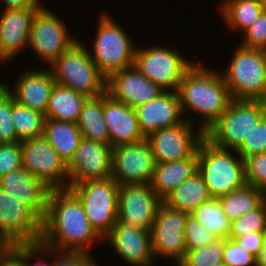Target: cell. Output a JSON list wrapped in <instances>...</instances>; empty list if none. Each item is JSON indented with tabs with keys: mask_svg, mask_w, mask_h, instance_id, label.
<instances>
[{
	"mask_svg": "<svg viewBox=\"0 0 266 266\" xmlns=\"http://www.w3.org/2000/svg\"><path fill=\"white\" fill-rule=\"evenodd\" d=\"M22 167L51 190L68 189L66 163L41 135L21 142Z\"/></svg>",
	"mask_w": 266,
	"mask_h": 266,
	"instance_id": "12",
	"label": "cell"
},
{
	"mask_svg": "<svg viewBox=\"0 0 266 266\" xmlns=\"http://www.w3.org/2000/svg\"><path fill=\"white\" fill-rule=\"evenodd\" d=\"M88 97L71 88L55 84L44 117L77 123L82 106Z\"/></svg>",
	"mask_w": 266,
	"mask_h": 266,
	"instance_id": "27",
	"label": "cell"
},
{
	"mask_svg": "<svg viewBox=\"0 0 266 266\" xmlns=\"http://www.w3.org/2000/svg\"><path fill=\"white\" fill-rule=\"evenodd\" d=\"M223 211L231 222L257 208L265 199L266 194L256 187L245 184L235 192L218 197Z\"/></svg>",
	"mask_w": 266,
	"mask_h": 266,
	"instance_id": "31",
	"label": "cell"
},
{
	"mask_svg": "<svg viewBox=\"0 0 266 266\" xmlns=\"http://www.w3.org/2000/svg\"><path fill=\"white\" fill-rule=\"evenodd\" d=\"M156 161L146 139L112 149L111 177L118 185L150 184Z\"/></svg>",
	"mask_w": 266,
	"mask_h": 266,
	"instance_id": "14",
	"label": "cell"
},
{
	"mask_svg": "<svg viewBox=\"0 0 266 266\" xmlns=\"http://www.w3.org/2000/svg\"><path fill=\"white\" fill-rule=\"evenodd\" d=\"M43 218L0 187V248L40 243Z\"/></svg>",
	"mask_w": 266,
	"mask_h": 266,
	"instance_id": "9",
	"label": "cell"
},
{
	"mask_svg": "<svg viewBox=\"0 0 266 266\" xmlns=\"http://www.w3.org/2000/svg\"><path fill=\"white\" fill-rule=\"evenodd\" d=\"M13 94L0 81V140L2 143L20 142L14 128Z\"/></svg>",
	"mask_w": 266,
	"mask_h": 266,
	"instance_id": "37",
	"label": "cell"
},
{
	"mask_svg": "<svg viewBox=\"0 0 266 266\" xmlns=\"http://www.w3.org/2000/svg\"><path fill=\"white\" fill-rule=\"evenodd\" d=\"M43 136L66 165L73 158L82 138L76 123L48 118L44 120Z\"/></svg>",
	"mask_w": 266,
	"mask_h": 266,
	"instance_id": "26",
	"label": "cell"
},
{
	"mask_svg": "<svg viewBox=\"0 0 266 266\" xmlns=\"http://www.w3.org/2000/svg\"><path fill=\"white\" fill-rule=\"evenodd\" d=\"M236 151L242 159L256 154L266 153V114L250 131L248 136H245L242 144Z\"/></svg>",
	"mask_w": 266,
	"mask_h": 266,
	"instance_id": "39",
	"label": "cell"
},
{
	"mask_svg": "<svg viewBox=\"0 0 266 266\" xmlns=\"http://www.w3.org/2000/svg\"><path fill=\"white\" fill-rule=\"evenodd\" d=\"M265 114L266 101L232 99L204 136L215 146L236 150Z\"/></svg>",
	"mask_w": 266,
	"mask_h": 266,
	"instance_id": "8",
	"label": "cell"
},
{
	"mask_svg": "<svg viewBox=\"0 0 266 266\" xmlns=\"http://www.w3.org/2000/svg\"><path fill=\"white\" fill-rule=\"evenodd\" d=\"M235 241L248 252L253 254L257 259L263 249V233H247L237 237Z\"/></svg>",
	"mask_w": 266,
	"mask_h": 266,
	"instance_id": "45",
	"label": "cell"
},
{
	"mask_svg": "<svg viewBox=\"0 0 266 266\" xmlns=\"http://www.w3.org/2000/svg\"><path fill=\"white\" fill-rule=\"evenodd\" d=\"M18 74L12 87L1 81L14 95L15 100L31 109L45 113L51 92L56 84L52 71L48 69H25ZM14 86V87H13Z\"/></svg>",
	"mask_w": 266,
	"mask_h": 266,
	"instance_id": "22",
	"label": "cell"
},
{
	"mask_svg": "<svg viewBox=\"0 0 266 266\" xmlns=\"http://www.w3.org/2000/svg\"><path fill=\"white\" fill-rule=\"evenodd\" d=\"M225 238H216L209 245L186 252L177 266H219L222 264Z\"/></svg>",
	"mask_w": 266,
	"mask_h": 266,
	"instance_id": "34",
	"label": "cell"
},
{
	"mask_svg": "<svg viewBox=\"0 0 266 266\" xmlns=\"http://www.w3.org/2000/svg\"><path fill=\"white\" fill-rule=\"evenodd\" d=\"M219 13L230 30L243 33L265 10L262 3L253 0H222Z\"/></svg>",
	"mask_w": 266,
	"mask_h": 266,
	"instance_id": "30",
	"label": "cell"
},
{
	"mask_svg": "<svg viewBox=\"0 0 266 266\" xmlns=\"http://www.w3.org/2000/svg\"><path fill=\"white\" fill-rule=\"evenodd\" d=\"M111 145L82 137L67 164L68 187L86 180L108 179L112 174Z\"/></svg>",
	"mask_w": 266,
	"mask_h": 266,
	"instance_id": "17",
	"label": "cell"
},
{
	"mask_svg": "<svg viewBox=\"0 0 266 266\" xmlns=\"http://www.w3.org/2000/svg\"><path fill=\"white\" fill-rule=\"evenodd\" d=\"M263 6H264V8H265V10H266V0H263Z\"/></svg>",
	"mask_w": 266,
	"mask_h": 266,
	"instance_id": "49",
	"label": "cell"
},
{
	"mask_svg": "<svg viewBox=\"0 0 266 266\" xmlns=\"http://www.w3.org/2000/svg\"><path fill=\"white\" fill-rule=\"evenodd\" d=\"M54 266H98L93 256L86 252L53 250Z\"/></svg>",
	"mask_w": 266,
	"mask_h": 266,
	"instance_id": "44",
	"label": "cell"
},
{
	"mask_svg": "<svg viewBox=\"0 0 266 266\" xmlns=\"http://www.w3.org/2000/svg\"><path fill=\"white\" fill-rule=\"evenodd\" d=\"M266 229V199L255 209L231 222L229 239L235 240L247 233H263Z\"/></svg>",
	"mask_w": 266,
	"mask_h": 266,
	"instance_id": "35",
	"label": "cell"
},
{
	"mask_svg": "<svg viewBox=\"0 0 266 266\" xmlns=\"http://www.w3.org/2000/svg\"><path fill=\"white\" fill-rule=\"evenodd\" d=\"M163 91L142 75L134 65L113 73L107 79V92L132 108L153 100Z\"/></svg>",
	"mask_w": 266,
	"mask_h": 266,
	"instance_id": "20",
	"label": "cell"
},
{
	"mask_svg": "<svg viewBox=\"0 0 266 266\" xmlns=\"http://www.w3.org/2000/svg\"><path fill=\"white\" fill-rule=\"evenodd\" d=\"M197 172L215 198L246 184L244 161L237 151L215 146L205 136L197 147Z\"/></svg>",
	"mask_w": 266,
	"mask_h": 266,
	"instance_id": "3",
	"label": "cell"
},
{
	"mask_svg": "<svg viewBox=\"0 0 266 266\" xmlns=\"http://www.w3.org/2000/svg\"><path fill=\"white\" fill-rule=\"evenodd\" d=\"M243 161L246 184L266 194V153L245 157Z\"/></svg>",
	"mask_w": 266,
	"mask_h": 266,
	"instance_id": "40",
	"label": "cell"
},
{
	"mask_svg": "<svg viewBox=\"0 0 266 266\" xmlns=\"http://www.w3.org/2000/svg\"><path fill=\"white\" fill-rule=\"evenodd\" d=\"M103 118L112 147L134 144L145 139L139 129L136 109L115 99L107 91L103 94Z\"/></svg>",
	"mask_w": 266,
	"mask_h": 266,
	"instance_id": "21",
	"label": "cell"
},
{
	"mask_svg": "<svg viewBox=\"0 0 266 266\" xmlns=\"http://www.w3.org/2000/svg\"><path fill=\"white\" fill-rule=\"evenodd\" d=\"M211 198L202 176L196 172L174 189L163 203L171 208L191 213L200 204Z\"/></svg>",
	"mask_w": 266,
	"mask_h": 266,
	"instance_id": "29",
	"label": "cell"
},
{
	"mask_svg": "<svg viewBox=\"0 0 266 266\" xmlns=\"http://www.w3.org/2000/svg\"><path fill=\"white\" fill-rule=\"evenodd\" d=\"M136 109L140 132L146 138L158 129L182 123L183 117L178 93L163 91L153 100Z\"/></svg>",
	"mask_w": 266,
	"mask_h": 266,
	"instance_id": "23",
	"label": "cell"
},
{
	"mask_svg": "<svg viewBox=\"0 0 266 266\" xmlns=\"http://www.w3.org/2000/svg\"><path fill=\"white\" fill-rule=\"evenodd\" d=\"M162 202L150 184L119 185L118 222L151 231Z\"/></svg>",
	"mask_w": 266,
	"mask_h": 266,
	"instance_id": "16",
	"label": "cell"
},
{
	"mask_svg": "<svg viewBox=\"0 0 266 266\" xmlns=\"http://www.w3.org/2000/svg\"><path fill=\"white\" fill-rule=\"evenodd\" d=\"M222 264L225 266H259L258 259L235 240L225 238Z\"/></svg>",
	"mask_w": 266,
	"mask_h": 266,
	"instance_id": "41",
	"label": "cell"
},
{
	"mask_svg": "<svg viewBox=\"0 0 266 266\" xmlns=\"http://www.w3.org/2000/svg\"><path fill=\"white\" fill-rule=\"evenodd\" d=\"M263 249L258 259L259 266H266V229L263 232Z\"/></svg>",
	"mask_w": 266,
	"mask_h": 266,
	"instance_id": "48",
	"label": "cell"
},
{
	"mask_svg": "<svg viewBox=\"0 0 266 266\" xmlns=\"http://www.w3.org/2000/svg\"><path fill=\"white\" fill-rule=\"evenodd\" d=\"M7 249L24 266H54L53 249L45 247L44 245H41L40 243L24 244V245H12V246L7 247ZM46 256H47V260H48V257H50L51 260L47 261ZM32 260L36 261V262L31 263ZM29 261H31V262H29Z\"/></svg>",
	"mask_w": 266,
	"mask_h": 266,
	"instance_id": "36",
	"label": "cell"
},
{
	"mask_svg": "<svg viewBox=\"0 0 266 266\" xmlns=\"http://www.w3.org/2000/svg\"><path fill=\"white\" fill-rule=\"evenodd\" d=\"M0 187L8 194L31 206L42 218L45 217L51 189L26 169L20 167L1 176Z\"/></svg>",
	"mask_w": 266,
	"mask_h": 266,
	"instance_id": "24",
	"label": "cell"
},
{
	"mask_svg": "<svg viewBox=\"0 0 266 266\" xmlns=\"http://www.w3.org/2000/svg\"><path fill=\"white\" fill-rule=\"evenodd\" d=\"M42 5L32 21L27 49L49 66L78 39L51 10Z\"/></svg>",
	"mask_w": 266,
	"mask_h": 266,
	"instance_id": "11",
	"label": "cell"
},
{
	"mask_svg": "<svg viewBox=\"0 0 266 266\" xmlns=\"http://www.w3.org/2000/svg\"><path fill=\"white\" fill-rule=\"evenodd\" d=\"M0 266H24L7 248H0Z\"/></svg>",
	"mask_w": 266,
	"mask_h": 266,
	"instance_id": "47",
	"label": "cell"
},
{
	"mask_svg": "<svg viewBox=\"0 0 266 266\" xmlns=\"http://www.w3.org/2000/svg\"><path fill=\"white\" fill-rule=\"evenodd\" d=\"M240 39L239 44L244 47L266 51V10L242 33Z\"/></svg>",
	"mask_w": 266,
	"mask_h": 266,
	"instance_id": "42",
	"label": "cell"
},
{
	"mask_svg": "<svg viewBox=\"0 0 266 266\" xmlns=\"http://www.w3.org/2000/svg\"><path fill=\"white\" fill-rule=\"evenodd\" d=\"M194 125L184 120L174 126L158 129L145 139L151 146L156 163H166L189 158L196 150L204 133L194 130ZM196 133V134H195Z\"/></svg>",
	"mask_w": 266,
	"mask_h": 266,
	"instance_id": "15",
	"label": "cell"
},
{
	"mask_svg": "<svg viewBox=\"0 0 266 266\" xmlns=\"http://www.w3.org/2000/svg\"><path fill=\"white\" fill-rule=\"evenodd\" d=\"M22 167L21 142L0 146V177Z\"/></svg>",
	"mask_w": 266,
	"mask_h": 266,
	"instance_id": "43",
	"label": "cell"
},
{
	"mask_svg": "<svg viewBox=\"0 0 266 266\" xmlns=\"http://www.w3.org/2000/svg\"><path fill=\"white\" fill-rule=\"evenodd\" d=\"M12 119L20 142L43 135L44 114L18 103L14 95Z\"/></svg>",
	"mask_w": 266,
	"mask_h": 266,
	"instance_id": "33",
	"label": "cell"
},
{
	"mask_svg": "<svg viewBox=\"0 0 266 266\" xmlns=\"http://www.w3.org/2000/svg\"><path fill=\"white\" fill-rule=\"evenodd\" d=\"M152 45L136 48L134 66L147 79L164 91L177 92L185 71L194 63L172 47ZM192 61V62H191Z\"/></svg>",
	"mask_w": 266,
	"mask_h": 266,
	"instance_id": "10",
	"label": "cell"
},
{
	"mask_svg": "<svg viewBox=\"0 0 266 266\" xmlns=\"http://www.w3.org/2000/svg\"><path fill=\"white\" fill-rule=\"evenodd\" d=\"M68 189L79 199L92 229L103 240L118 221L119 185L110 177L86 180Z\"/></svg>",
	"mask_w": 266,
	"mask_h": 266,
	"instance_id": "7",
	"label": "cell"
},
{
	"mask_svg": "<svg viewBox=\"0 0 266 266\" xmlns=\"http://www.w3.org/2000/svg\"><path fill=\"white\" fill-rule=\"evenodd\" d=\"M89 50L75 41L49 67L57 84L87 97H97L107 91V78L93 63Z\"/></svg>",
	"mask_w": 266,
	"mask_h": 266,
	"instance_id": "4",
	"label": "cell"
},
{
	"mask_svg": "<svg viewBox=\"0 0 266 266\" xmlns=\"http://www.w3.org/2000/svg\"><path fill=\"white\" fill-rule=\"evenodd\" d=\"M253 1H257V2L263 3V0H253Z\"/></svg>",
	"mask_w": 266,
	"mask_h": 266,
	"instance_id": "50",
	"label": "cell"
},
{
	"mask_svg": "<svg viewBox=\"0 0 266 266\" xmlns=\"http://www.w3.org/2000/svg\"><path fill=\"white\" fill-rule=\"evenodd\" d=\"M188 214L162 202L150 231L155 257L170 259L176 266L185 258L187 250L184 241V228Z\"/></svg>",
	"mask_w": 266,
	"mask_h": 266,
	"instance_id": "13",
	"label": "cell"
},
{
	"mask_svg": "<svg viewBox=\"0 0 266 266\" xmlns=\"http://www.w3.org/2000/svg\"><path fill=\"white\" fill-rule=\"evenodd\" d=\"M217 237L197 219L188 214L184 228V241L187 252L203 248Z\"/></svg>",
	"mask_w": 266,
	"mask_h": 266,
	"instance_id": "38",
	"label": "cell"
},
{
	"mask_svg": "<svg viewBox=\"0 0 266 266\" xmlns=\"http://www.w3.org/2000/svg\"><path fill=\"white\" fill-rule=\"evenodd\" d=\"M82 137L110 145V135L103 118V94L88 97L76 123Z\"/></svg>",
	"mask_w": 266,
	"mask_h": 266,
	"instance_id": "28",
	"label": "cell"
},
{
	"mask_svg": "<svg viewBox=\"0 0 266 266\" xmlns=\"http://www.w3.org/2000/svg\"><path fill=\"white\" fill-rule=\"evenodd\" d=\"M4 9L2 10H19L26 7H32L38 0H1Z\"/></svg>",
	"mask_w": 266,
	"mask_h": 266,
	"instance_id": "46",
	"label": "cell"
},
{
	"mask_svg": "<svg viewBox=\"0 0 266 266\" xmlns=\"http://www.w3.org/2000/svg\"><path fill=\"white\" fill-rule=\"evenodd\" d=\"M189 214L211 230L215 237L228 238L231 221L223 211L219 198L212 197Z\"/></svg>",
	"mask_w": 266,
	"mask_h": 266,
	"instance_id": "32",
	"label": "cell"
},
{
	"mask_svg": "<svg viewBox=\"0 0 266 266\" xmlns=\"http://www.w3.org/2000/svg\"><path fill=\"white\" fill-rule=\"evenodd\" d=\"M100 240L103 242L92 229L79 199L69 189L51 190L40 244L56 251L90 254L94 242Z\"/></svg>",
	"mask_w": 266,
	"mask_h": 266,
	"instance_id": "1",
	"label": "cell"
},
{
	"mask_svg": "<svg viewBox=\"0 0 266 266\" xmlns=\"http://www.w3.org/2000/svg\"><path fill=\"white\" fill-rule=\"evenodd\" d=\"M93 50L89 51L93 63L108 79L113 73L134 65L133 41L125 28L109 13L99 14Z\"/></svg>",
	"mask_w": 266,
	"mask_h": 266,
	"instance_id": "5",
	"label": "cell"
},
{
	"mask_svg": "<svg viewBox=\"0 0 266 266\" xmlns=\"http://www.w3.org/2000/svg\"><path fill=\"white\" fill-rule=\"evenodd\" d=\"M222 78L232 99L266 101V51L238 45Z\"/></svg>",
	"mask_w": 266,
	"mask_h": 266,
	"instance_id": "6",
	"label": "cell"
},
{
	"mask_svg": "<svg viewBox=\"0 0 266 266\" xmlns=\"http://www.w3.org/2000/svg\"><path fill=\"white\" fill-rule=\"evenodd\" d=\"M42 5L38 0L32 7L19 10L0 9V63L6 64L28 48L32 21Z\"/></svg>",
	"mask_w": 266,
	"mask_h": 266,
	"instance_id": "19",
	"label": "cell"
},
{
	"mask_svg": "<svg viewBox=\"0 0 266 266\" xmlns=\"http://www.w3.org/2000/svg\"><path fill=\"white\" fill-rule=\"evenodd\" d=\"M103 242L111 245L116 255L130 266L155 265L151 233L146 229L117 221Z\"/></svg>",
	"mask_w": 266,
	"mask_h": 266,
	"instance_id": "18",
	"label": "cell"
},
{
	"mask_svg": "<svg viewBox=\"0 0 266 266\" xmlns=\"http://www.w3.org/2000/svg\"><path fill=\"white\" fill-rule=\"evenodd\" d=\"M197 172V150L184 160L156 163L151 187L164 201L168 195L186 179Z\"/></svg>",
	"mask_w": 266,
	"mask_h": 266,
	"instance_id": "25",
	"label": "cell"
},
{
	"mask_svg": "<svg viewBox=\"0 0 266 266\" xmlns=\"http://www.w3.org/2000/svg\"><path fill=\"white\" fill-rule=\"evenodd\" d=\"M177 93L184 119L194 124L192 115H199L196 121H201L198 128L203 133L221 117L232 100L221 73L196 62L185 71ZM188 110L193 113L186 117Z\"/></svg>",
	"mask_w": 266,
	"mask_h": 266,
	"instance_id": "2",
	"label": "cell"
}]
</instances>
